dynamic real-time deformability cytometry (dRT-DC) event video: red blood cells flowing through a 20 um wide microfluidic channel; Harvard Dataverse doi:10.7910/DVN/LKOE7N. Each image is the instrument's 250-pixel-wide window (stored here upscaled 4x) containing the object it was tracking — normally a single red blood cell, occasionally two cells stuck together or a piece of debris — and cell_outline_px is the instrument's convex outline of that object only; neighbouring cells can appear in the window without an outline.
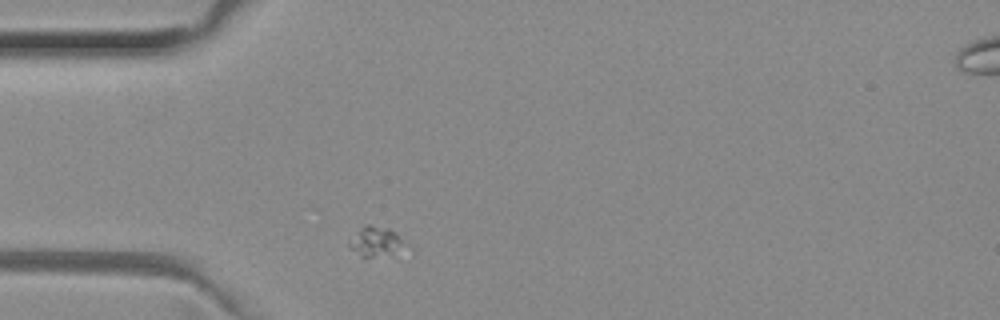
{"species": "common noctule bat (a hibernating species)", "species_latin": "Nyctalus noctula", "temperature_condition": "room temperature", "stored_images_in_passage": 16, "camera_frame_rate_fps": 3000, "um_per_image_px": 0.085, "animal": {"sex": "female", "body_mass_g": 29.2, "forearm_length_mm": 56.3}, "frame": {"image": 1, "passage_image": 1, "time_ms": 0.0, "image_size_px": [1000, 320], "cell_outline_px": [[412, 256], [364, 260], [348, 244], [348, 240], [364, 224], [368, 224], [388, 228], [396, 232], [412, 248]], "centroid_in_image_um": [32.2, 20.68], "position_along_channel_um": 52.8, "area_um2": 11.62}}